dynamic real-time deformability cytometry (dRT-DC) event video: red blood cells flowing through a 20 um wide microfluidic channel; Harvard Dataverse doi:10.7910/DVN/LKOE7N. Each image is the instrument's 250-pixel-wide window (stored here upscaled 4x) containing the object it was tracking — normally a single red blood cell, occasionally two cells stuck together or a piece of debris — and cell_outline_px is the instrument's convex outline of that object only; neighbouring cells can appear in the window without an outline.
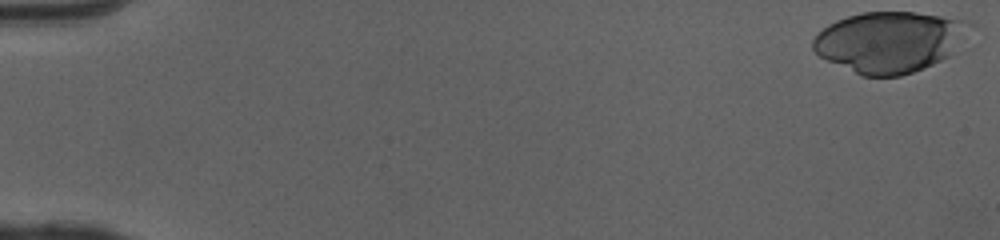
{"species": "human", "species_latin": "Homo sapiens", "temperature_condition": "cold", "stored_images_in_passage": 50, "camera_frame_rate_fps": 3000, "um_per_image_px": 0.085, "donor": {"sex": "female"}, "frame": {"image": 1, "passage_image": 1, "time_ms": 0.0, "image_size_px": [1000, 240], "cell_outline_px": [[972, 24], [948, 56], [924, 68], [900, 76], [860, 76], [820, 56], [812, 48], [812, 40], [828, 24], [836, 20], [848, 16], [864, 12], [916, 12], [968, 20]], "centroid_in_image_um": [75.57, 3.55], "position_along_channel_um": 9.4, "area_um2": 54.91}}
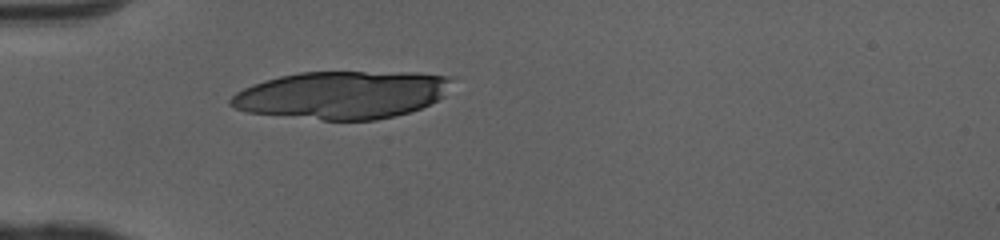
{"frame": {"image": 2, "passage_image": 16, "time_ms": 5.0, "image_size_px": [1000, 240], "cell_outline_px": [[452, 80], [444, 96], [420, 108], [408, 112], [376, 120], [324, 120], [248, 112], [236, 108], [228, 104], [228, 100], [236, 92], [252, 84], [264, 80], [280, 76], [300, 72], [416, 72], [448, 76]], "centroid_in_image_um": [29.05, 8.05], "position_along_channel_um": 55.9, "area_um2": 61.33}}